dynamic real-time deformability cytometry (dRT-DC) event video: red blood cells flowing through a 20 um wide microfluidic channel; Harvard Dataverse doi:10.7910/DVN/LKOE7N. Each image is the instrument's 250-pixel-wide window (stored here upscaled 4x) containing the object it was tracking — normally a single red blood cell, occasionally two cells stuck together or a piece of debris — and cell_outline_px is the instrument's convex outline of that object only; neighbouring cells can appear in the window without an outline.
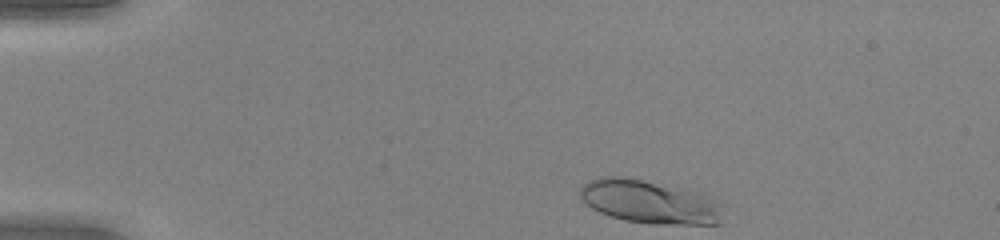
{"species": "human", "species_latin": "Homo sapiens", "temperature_condition": "warm", "stored_images_in_passage": 43, "camera_frame_rate_fps": 3000, "um_per_image_px": 0.085, "donor": {"sex": "female"}, "frame": {"image": 1, "passage_image": 1, "time_ms": 0.0, "image_size_px": [1000, 240], "cell_outline_px": [[720, 224], [656, 224], [624, 220], [608, 216], [592, 208], [580, 196], [580, 188], [588, 180], [600, 176], [624, 176], [684, 188], [700, 192], [712, 196], [716, 204]], "centroid_in_image_um": [55.14, 17.13], "position_along_channel_um": 29.9, "area_um2": 35.89}}
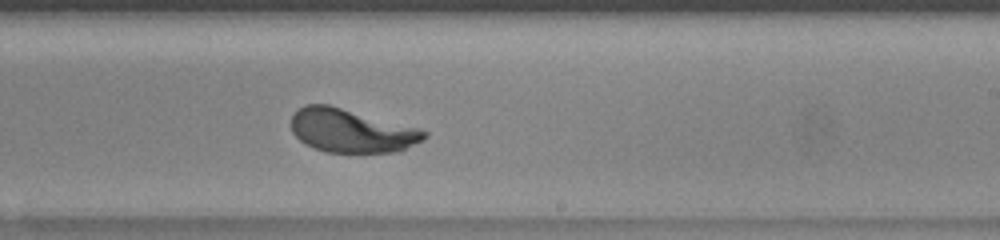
{"frame": {"image": 2, "passage_image": 24, "time_ms": 7.667, "image_size_px": [1000, 240], "cell_outline_px": [[428, 136], [424, 140], [400, 152], [328, 152], [312, 148], [304, 144], [292, 132], [292, 116], [304, 104], [328, 104], [416, 128], [428, 132]], "centroid_in_image_um": [29.86, 11.13], "position_along_channel_um": 259.1, "area_um2": 33.52}}
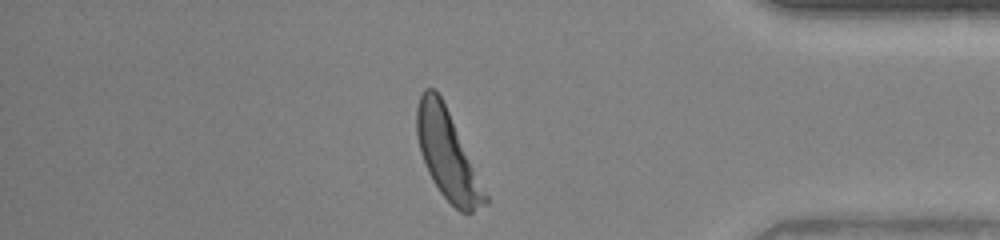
{"frame": {"image": 3, "passage_image": 36, "time_ms": 11.667, "image_size_px": [1000, 240], "cell_outline_px": [[488, 204], [472, 212], [460, 212], [440, 192], [432, 180], [428, 172], [420, 152], [416, 136], [416, 108], [420, 96], [424, 88], [432, 88], [440, 96], [448, 112], [488, 196]], "centroid_in_image_um": [38.0, 13.18], "position_along_channel_um": 397.2, "area_um2": 34.45}, "authors_computed_cell_mechanics": {"area_um2": 34.5644, "velocity_mm_per_s": 4.0292, "shape_relaxation_time_tau1_ms": 2.9026, "shape_relaxation_time_tau2_ms": null, "deformation_change_tau1": 0.1881, "deformation_change_tau2": null}}